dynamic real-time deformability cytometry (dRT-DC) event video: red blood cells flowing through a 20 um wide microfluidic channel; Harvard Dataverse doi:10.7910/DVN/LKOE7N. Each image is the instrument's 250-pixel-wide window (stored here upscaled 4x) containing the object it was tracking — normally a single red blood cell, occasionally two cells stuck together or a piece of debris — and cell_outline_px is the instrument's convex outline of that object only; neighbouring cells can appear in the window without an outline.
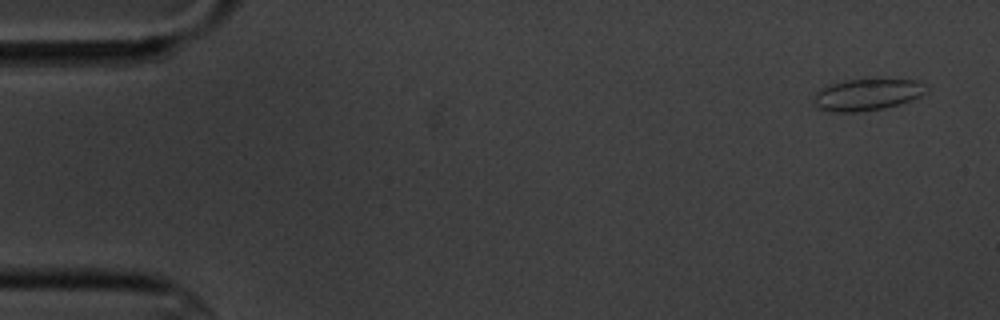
{"species": "common noctule bat (a hibernating species)", "species_latin": "Nyctalus noctula", "temperature_condition": "cold", "stored_images_in_passage": 4, "camera_frame_rate_fps": 3000, "um_per_image_px": 0.085, "animal": {"sex": "male", "body_mass_g": 20.1, "forearm_length_mm": 53.5}, "frame": {"image": 1, "passage_image": 1, "time_ms": 0.0, "image_size_px": [1000, 320], "cell_outline_px": [[924, 92], [920, 96], [884, 108], [856, 112], [832, 112], [816, 108], [816, 92], [824, 84], [848, 80], [876, 76], [920, 80]], "centroid_in_image_um": [73.67, 7.98], "position_along_channel_um": 11.3, "area_um2": 21.27}}
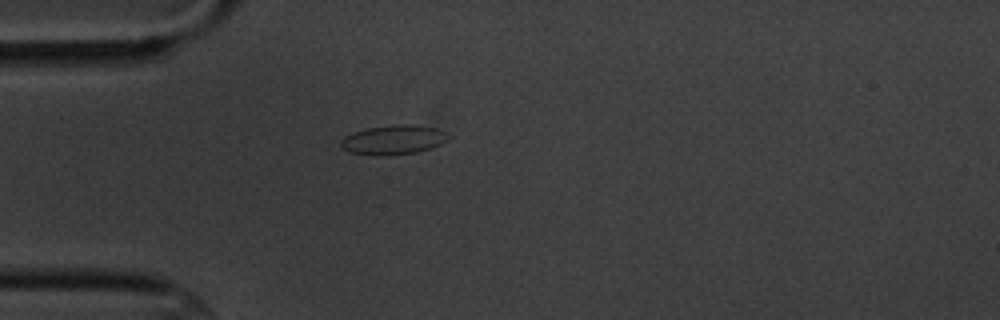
{"frame": {"image": 2, "passage_image": 4, "time_ms": 4.333, "image_size_px": [1000, 320], "cell_outline_px": [[452, 136], [440, 144], [432, 148], [416, 152], [384, 156], [348, 152], [340, 148], [340, 140], [344, 136], [368, 128], [404, 124], [412, 124], [436, 128]], "centroid_in_image_um": [33.43, 11.89], "position_along_channel_um": 51.6, "area_um2": 18.32}}